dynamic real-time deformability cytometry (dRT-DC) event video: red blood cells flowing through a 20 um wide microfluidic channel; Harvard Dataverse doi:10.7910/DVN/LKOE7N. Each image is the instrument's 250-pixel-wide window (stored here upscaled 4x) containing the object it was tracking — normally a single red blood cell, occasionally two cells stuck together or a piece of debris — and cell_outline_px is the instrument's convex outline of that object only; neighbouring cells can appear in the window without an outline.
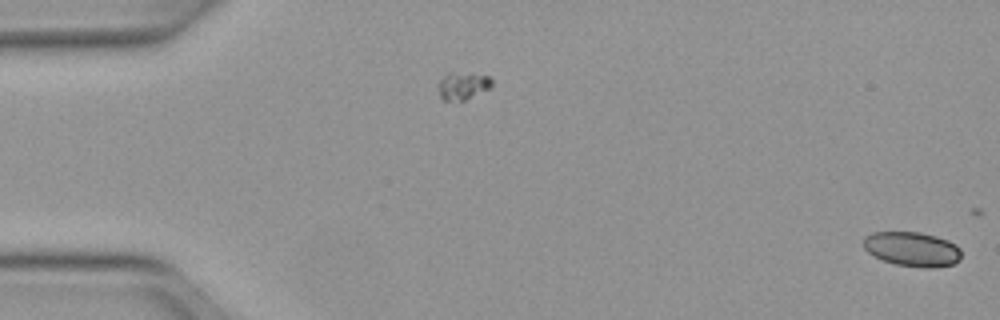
{"species": "Egyptian fruit bat (a non-hibernating species)", "species_latin": "Rousettus aegyptiacus", "temperature_condition": "warm", "stored_images_in_passage": 13, "camera_frame_rate_fps": 3000, "um_per_image_px": 0.085, "animal": {"sex": "female"}, "frame": {"image": 1, "passage_image": 1, "time_ms": 0.0, "image_size_px": [1000, 320], "cell_outline_px": [[960, 260], [952, 264], [936, 268], [924, 268], [896, 264], [884, 260], [868, 252], [864, 248], [864, 236], [872, 232], [920, 232], [936, 236], [948, 240], [956, 244], [960, 248]], "centroid_in_image_um": [77.56, 21.17], "position_along_channel_um": 7.4, "area_um2": 19.71}}
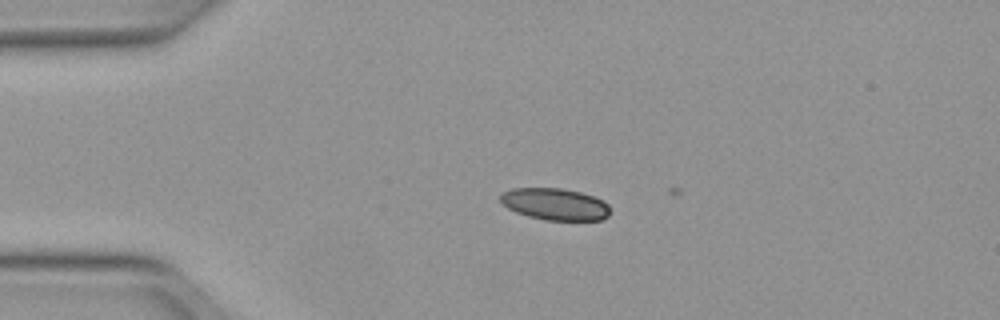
{"frame": {"image": 2, "passage_image": 12, "time_ms": 3.667, "image_size_px": [1000, 320], "cell_outline_px": [[608, 216], [604, 220], [544, 220], [528, 216], [516, 212], [508, 208], [500, 200], [500, 196], [504, 192], [512, 188], [560, 188], [580, 192], [604, 200], [608, 204]], "centroid_in_image_um": [47.18, 17.35], "position_along_channel_um": 37.8, "area_um2": 20.29}}